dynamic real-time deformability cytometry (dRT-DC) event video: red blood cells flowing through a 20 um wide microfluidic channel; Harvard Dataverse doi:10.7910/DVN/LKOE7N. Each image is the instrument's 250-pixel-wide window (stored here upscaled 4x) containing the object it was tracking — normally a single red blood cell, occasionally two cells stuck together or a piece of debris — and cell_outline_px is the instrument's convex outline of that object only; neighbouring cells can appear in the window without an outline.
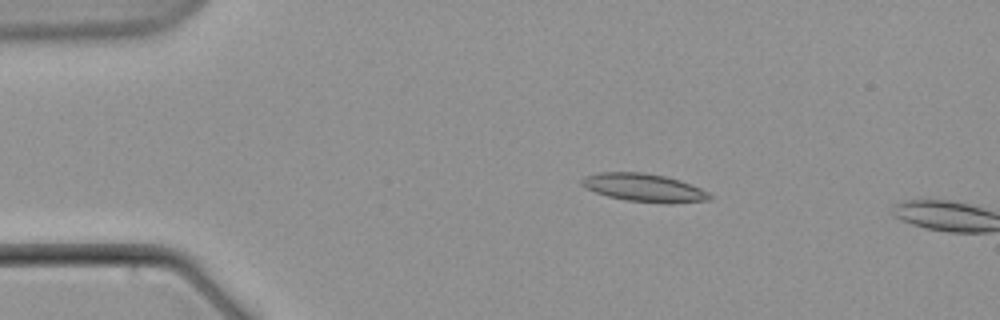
{"species": "common noctule bat (a hibernating species)", "species_latin": "Nyctalus noctula", "temperature_condition": "warm", "stored_images_in_passage": 5, "camera_frame_rate_fps": 3000, "um_per_image_px": 0.085, "animal": {"sex": "male", "body_mass_g": 21.5, "forearm_length_mm": 52.0}, "frame": {"image": 1, "passage_image": 4, "time_ms": 4.333, "image_size_px": [1000, 320], "cell_outline_px": [[712, 196], [708, 200], [668, 204], [628, 200], [608, 196], [596, 192], [580, 184], [580, 180], [584, 176], [596, 172], [644, 172], [664, 176], [680, 180], [692, 184], [708, 192]], "centroid_in_image_um": [54.74, 15.94], "position_along_channel_um": 30.3, "area_um2": 20.92}}